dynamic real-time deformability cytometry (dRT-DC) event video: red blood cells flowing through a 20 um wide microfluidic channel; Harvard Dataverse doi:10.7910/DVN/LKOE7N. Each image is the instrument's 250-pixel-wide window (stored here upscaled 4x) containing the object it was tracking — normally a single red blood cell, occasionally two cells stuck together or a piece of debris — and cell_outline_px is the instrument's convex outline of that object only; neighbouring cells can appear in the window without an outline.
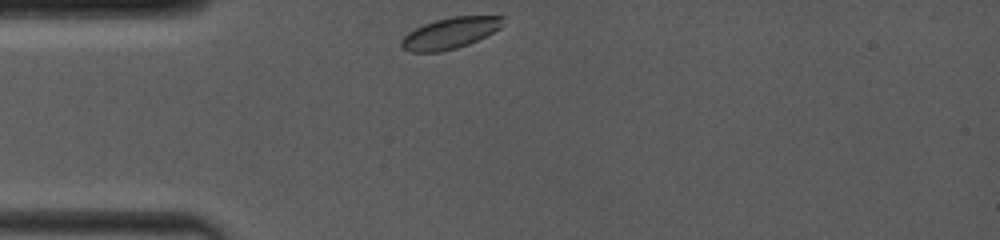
{"species": "common noctule bat (a hibernating species)", "species_latin": "Nyctalus noctula", "temperature_condition": "room temperature", "stored_images_in_passage": 26, "camera_frame_rate_fps": 4000, "um_per_image_px": 0.085, "animal": {"sex": "female", "body_mass_g": 19.0, "forearm_length_mm": 53.3}, "frame": {"image": 1, "passage_image": 1, "time_ms": 0.0, "image_size_px": [1000, 240], "cell_outline_px": [[504, 16], [500, 28], [468, 44], [456, 48], [440, 52], [412, 52], [404, 48], [400, 44], [400, 40], [408, 32], [424, 24], [436, 20], [452, 16]], "centroid_in_image_um": [38.22, 2.81], "position_along_channel_um": 46.8, "area_um2": 18.15}}
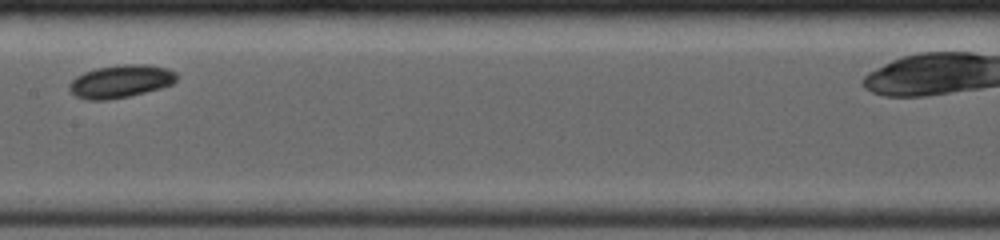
{"frame": {"image": 2, "passage_image": 12, "time_ms": 4.25, "image_size_px": [1000, 240], "cell_outline_px": [[176, 80], [172, 84], [160, 88], [128, 96], [104, 100], [88, 100], [76, 96], [68, 88], [68, 84], [76, 76], [84, 72], [96, 68], [124, 64], [144, 64], [168, 68], [176, 72]], "centroid_in_image_um": [10.24, 6.9], "position_along_channel_um": 197.2, "area_um2": 20.4}}
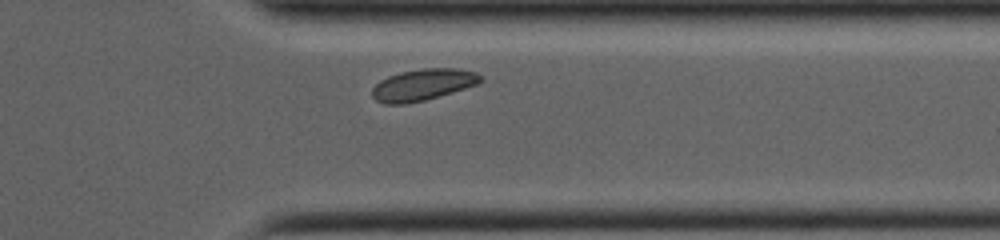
{"frame": {"image": 3, "passage_image": 23, "time_ms": 8.75, "image_size_px": [1000, 240], "cell_outline_px": [[484, 80], [476, 84], [452, 92], [424, 100], [404, 104], [384, 104], [376, 100], [372, 96], [372, 88], [380, 80], [388, 76], [400, 72], [424, 68], [456, 68], [476, 72], [484, 76]], "centroid_in_image_um": [35.94, 7.19], "position_along_channel_um": 375.5, "area_um2": 19.88}, "authors_computed_cell_mechanics": {"area_um2": 19.4497, "velocity_mm_per_s": 3.9353, "shape_relaxation_time_tau1_ms": 1.9727, "shape_relaxation_time_tau2_ms": null, "deformation_change_tau1": 0.0623, "deformation_change_tau2": null}}